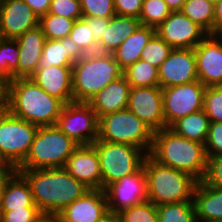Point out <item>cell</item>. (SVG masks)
<instances>
[{"instance_id": "cell-15", "label": "cell", "mask_w": 222, "mask_h": 222, "mask_svg": "<svg viewBox=\"0 0 222 222\" xmlns=\"http://www.w3.org/2000/svg\"><path fill=\"white\" fill-rule=\"evenodd\" d=\"M159 86L188 84L198 80L194 49L173 48L158 68Z\"/></svg>"}, {"instance_id": "cell-45", "label": "cell", "mask_w": 222, "mask_h": 222, "mask_svg": "<svg viewBox=\"0 0 222 222\" xmlns=\"http://www.w3.org/2000/svg\"><path fill=\"white\" fill-rule=\"evenodd\" d=\"M82 18L91 27L94 40L99 43L104 35V31L107 29L110 18H100L94 16H83Z\"/></svg>"}, {"instance_id": "cell-48", "label": "cell", "mask_w": 222, "mask_h": 222, "mask_svg": "<svg viewBox=\"0 0 222 222\" xmlns=\"http://www.w3.org/2000/svg\"><path fill=\"white\" fill-rule=\"evenodd\" d=\"M222 29V0L214 5L213 34H217Z\"/></svg>"}, {"instance_id": "cell-3", "label": "cell", "mask_w": 222, "mask_h": 222, "mask_svg": "<svg viewBox=\"0 0 222 222\" xmlns=\"http://www.w3.org/2000/svg\"><path fill=\"white\" fill-rule=\"evenodd\" d=\"M149 155L162 165L188 173L198 182L207 169L205 144L179 136L169 127L154 132Z\"/></svg>"}, {"instance_id": "cell-47", "label": "cell", "mask_w": 222, "mask_h": 222, "mask_svg": "<svg viewBox=\"0 0 222 222\" xmlns=\"http://www.w3.org/2000/svg\"><path fill=\"white\" fill-rule=\"evenodd\" d=\"M30 8L39 16L48 13L52 0H24Z\"/></svg>"}, {"instance_id": "cell-23", "label": "cell", "mask_w": 222, "mask_h": 222, "mask_svg": "<svg viewBox=\"0 0 222 222\" xmlns=\"http://www.w3.org/2000/svg\"><path fill=\"white\" fill-rule=\"evenodd\" d=\"M85 54L68 36L62 39H46L37 69L49 66H73Z\"/></svg>"}, {"instance_id": "cell-51", "label": "cell", "mask_w": 222, "mask_h": 222, "mask_svg": "<svg viewBox=\"0 0 222 222\" xmlns=\"http://www.w3.org/2000/svg\"><path fill=\"white\" fill-rule=\"evenodd\" d=\"M99 222H122L118 214L108 213L102 220Z\"/></svg>"}, {"instance_id": "cell-10", "label": "cell", "mask_w": 222, "mask_h": 222, "mask_svg": "<svg viewBox=\"0 0 222 222\" xmlns=\"http://www.w3.org/2000/svg\"><path fill=\"white\" fill-rule=\"evenodd\" d=\"M55 125L78 145H91L99 136V118L87 102L64 104Z\"/></svg>"}, {"instance_id": "cell-31", "label": "cell", "mask_w": 222, "mask_h": 222, "mask_svg": "<svg viewBox=\"0 0 222 222\" xmlns=\"http://www.w3.org/2000/svg\"><path fill=\"white\" fill-rule=\"evenodd\" d=\"M181 12L208 34H213L214 5L209 0H186Z\"/></svg>"}, {"instance_id": "cell-19", "label": "cell", "mask_w": 222, "mask_h": 222, "mask_svg": "<svg viewBox=\"0 0 222 222\" xmlns=\"http://www.w3.org/2000/svg\"><path fill=\"white\" fill-rule=\"evenodd\" d=\"M108 213L105 191L88 190L66 206L56 217L58 222H99Z\"/></svg>"}, {"instance_id": "cell-13", "label": "cell", "mask_w": 222, "mask_h": 222, "mask_svg": "<svg viewBox=\"0 0 222 222\" xmlns=\"http://www.w3.org/2000/svg\"><path fill=\"white\" fill-rule=\"evenodd\" d=\"M172 48L194 49L208 33L181 11H174L156 28Z\"/></svg>"}, {"instance_id": "cell-35", "label": "cell", "mask_w": 222, "mask_h": 222, "mask_svg": "<svg viewBox=\"0 0 222 222\" xmlns=\"http://www.w3.org/2000/svg\"><path fill=\"white\" fill-rule=\"evenodd\" d=\"M172 49L173 48L156 33L143 48L140 59L159 68L167 59Z\"/></svg>"}, {"instance_id": "cell-5", "label": "cell", "mask_w": 222, "mask_h": 222, "mask_svg": "<svg viewBox=\"0 0 222 222\" xmlns=\"http://www.w3.org/2000/svg\"><path fill=\"white\" fill-rule=\"evenodd\" d=\"M148 201L159 206L192 201L197 180L183 171L162 165L149 154L144 161Z\"/></svg>"}, {"instance_id": "cell-36", "label": "cell", "mask_w": 222, "mask_h": 222, "mask_svg": "<svg viewBox=\"0 0 222 222\" xmlns=\"http://www.w3.org/2000/svg\"><path fill=\"white\" fill-rule=\"evenodd\" d=\"M69 37L76 43L84 54L97 52L98 43L94 40L91 27L83 18L75 20Z\"/></svg>"}, {"instance_id": "cell-30", "label": "cell", "mask_w": 222, "mask_h": 222, "mask_svg": "<svg viewBox=\"0 0 222 222\" xmlns=\"http://www.w3.org/2000/svg\"><path fill=\"white\" fill-rule=\"evenodd\" d=\"M19 48L15 39L0 37V78L7 84L17 78Z\"/></svg>"}, {"instance_id": "cell-49", "label": "cell", "mask_w": 222, "mask_h": 222, "mask_svg": "<svg viewBox=\"0 0 222 222\" xmlns=\"http://www.w3.org/2000/svg\"><path fill=\"white\" fill-rule=\"evenodd\" d=\"M7 109V83L0 78V112Z\"/></svg>"}, {"instance_id": "cell-50", "label": "cell", "mask_w": 222, "mask_h": 222, "mask_svg": "<svg viewBox=\"0 0 222 222\" xmlns=\"http://www.w3.org/2000/svg\"><path fill=\"white\" fill-rule=\"evenodd\" d=\"M169 9L174 12V11H181L183 8V5L186 0H164Z\"/></svg>"}, {"instance_id": "cell-55", "label": "cell", "mask_w": 222, "mask_h": 222, "mask_svg": "<svg viewBox=\"0 0 222 222\" xmlns=\"http://www.w3.org/2000/svg\"><path fill=\"white\" fill-rule=\"evenodd\" d=\"M213 5H215L219 0H209Z\"/></svg>"}, {"instance_id": "cell-27", "label": "cell", "mask_w": 222, "mask_h": 222, "mask_svg": "<svg viewBox=\"0 0 222 222\" xmlns=\"http://www.w3.org/2000/svg\"><path fill=\"white\" fill-rule=\"evenodd\" d=\"M155 34V28L140 25L133 34L129 35V37L112 52L114 59L123 69L140 60L143 48Z\"/></svg>"}, {"instance_id": "cell-28", "label": "cell", "mask_w": 222, "mask_h": 222, "mask_svg": "<svg viewBox=\"0 0 222 222\" xmlns=\"http://www.w3.org/2000/svg\"><path fill=\"white\" fill-rule=\"evenodd\" d=\"M209 125V117L201 110L179 118L169 128L179 136L205 144Z\"/></svg>"}, {"instance_id": "cell-7", "label": "cell", "mask_w": 222, "mask_h": 222, "mask_svg": "<svg viewBox=\"0 0 222 222\" xmlns=\"http://www.w3.org/2000/svg\"><path fill=\"white\" fill-rule=\"evenodd\" d=\"M153 134L154 131L127 108L99 118L98 139L102 141L129 144L149 154Z\"/></svg>"}, {"instance_id": "cell-20", "label": "cell", "mask_w": 222, "mask_h": 222, "mask_svg": "<svg viewBox=\"0 0 222 222\" xmlns=\"http://www.w3.org/2000/svg\"><path fill=\"white\" fill-rule=\"evenodd\" d=\"M29 78L64 104L74 102L72 66H49L45 69H36Z\"/></svg>"}, {"instance_id": "cell-41", "label": "cell", "mask_w": 222, "mask_h": 222, "mask_svg": "<svg viewBox=\"0 0 222 222\" xmlns=\"http://www.w3.org/2000/svg\"><path fill=\"white\" fill-rule=\"evenodd\" d=\"M44 215L38 207L0 211V222H37Z\"/></svg>"}, {"instance_id": "cell-12", "label": "cell", "mask_w": 222, "mask_h": 222, "mask_svg": "<svg viewBox=\"0 0 222 222\" xmlns=\"http://www.w3.org/2000/svg\"><path fill=\"white\" fill-rule=\"evenodd\" d=\"M104 191L107 197L108 211L111 214H118L133 205L148 201L144 166L137 172L109 184Z\"/></svg>"}, {"instance_id": "cell-40", "label": "cell", "mask_w": 222, "mask_h": 222, "mask_svg": "<svg viewBox=\"0 0 222 222\" xmlns=\"http://www.w3.org/2000/svg\"><path fill=\"white\" fill-rule=\"evenodd\" d=\"M48 13L74 20L83 17L80 0H52Z\"/></svg>"}, {"instance_id": "cell-9", "label": "cell", "mask_w": 222, "mask_h": 222, "mask_svg": "<svg viewBox=\"0 0 222 222\" xmlns=\"http://www.w3.org/2000/svg\"><path fill=\"white\" fill-rule=\"evenodd\" d=\"M38 126L13 115L0 112V158L17 169L29 153Z\"/></svg>"}, {"instance_id": "cell-42", "label": "cell", "mask_w": 222, "mask_h": 222, "mask_svg": "<svg viewBox=\"0 0 222 222\" xmlns=\"http://www.w3.org/2000/svg\"><path fill=\"white\" fill-rule=\"evenodd\" d=\"M205 150L207 158L222 154V122H210Z\"/></svg>"}, {"instance_id": "cell-53", "label": "cell", "mask_w": 222, "mask_h": 222, "mask_svg": "<svg viewBox=\"0 0 222 222\" xmlns=\"http://www.w3.org/2000/svg\"><path fill=\"white\" fill-rule=\"evenodd\" d=\"M195 222H220V221L203 220V219H200V218H196V221H195Z\"/></svg>"}, {"instance_id": "cell-54", "label": "cell", "mask_w": 222, "mask_h": 222, "mask_svg": "<svg viewBox=\"0 0 222 222\" xmlns=\"http://www.w3.org/2000/svg\"><path fill=\"white\" fill-rule=\"evenodd\" d=\"M216 35L222 40V29Z\"/></svg>"}, {"instance_id": "cell-33", "label": "cell", "mask_w": 222, "mask_h": 222, "mask_svg": "<svg viewBox=\"0 0 222 222\" xmlns=\"http://www.w3.org/2000/svg\"><path fill=\"white\" fill-rule=\"evenodd\" d=\"M75 20L47 13L39 17V27L46 39H62L68 37Z\"/></svg>"}, {"instance_id": "cell-2", "label": "cell", "mask_w": 222, "mask_h": 222, "mask_svg": "<svg viewBox=\"0 0 222 222\" xmlns=\"http://www.w3.org/2000/svg\"><path fill=\"white\" fill-rule=\"evenodd\" d=\"M63 106L30 78H16L7 84V109L38 127L55 125Z\"/></svg>"}, {"instance_id": "cell-1", "label": "cell", "mask_w": 222, "mask_h": 222, "mask_svg": "<svg viewBox=\"0 0 222 222\" xmlns=\"http://www.w3.org/2000/svg\"><path fill=\"white\" fill-rule=\"evenodd\" d=\"M16 171L28 181L33 201L43 215L57 216L66 206L90 190L63 167Z\"/></svg>"}, {"instance_id": "cell-34", "label": "cell", "mask_w": 222, "mask_h": 222, "mask_svg": "<svg viewBox=\"0 0 222 222\" xmlns=\"http://www.w3.org/2000/svg\"><path fill=\"white\" fill-rule=\"evenodd\" d=\"M171 12L172 11L164 0H143L139 21L143 26L156 29Z\"/></svg>"}, {"instance_id": "cell-32", "label": "cell", "mask_w": 222, "mask_h": 222, "mask_svg": "<svg viewBox=\"0 0 222 222\" xmlns=\"http://www.w3.org/2000/svg\"><path fill=\"white\" fill-rule=\"evenodd\" d=\"M159 222H195L193 201L167 203L157 206Z\"/></svg>"}, {"instance_id": "cell-44", "label": "cell", "mask_w": 222, "mask_h": 222, "mask_svg": "<svg viewBox=\"0 0 222 222\" xmlns=\"http://www.w3.org/2000/svg\"><path fill=\"white\" fill-rule=\"evenodd\" d=\"M143 0H114L116 15L139 19Z\"/></svg>"}, {"instance_id": "cell-18", "label": "cell", "mask_w": 222, "mask_h": 222, "mask_svg": "<svg viewBox=\"0 0 222 222\" xmlns=\"http://www.w3.org/2000/svg\"><path fill=\"white\" fill-rule=\"evenodd\" d=\"M63 168L88 189L102 190L100 161L93 144L79 145L68 157Z\"/></svg>"}, {"instance_id": "cell-37", "label": "cell", "mask_w": 222, "mask_h": 222, "mask_svg": "<svg viewBox=\"0 0 222 222\" xmlns=\"http://www.w3.org/2000/svg\"><path fill=\"white\" fill-rule=\"evenodd\" d=\"M122 222H159L157 206L145 201L118 213Z\"/></svg>"}, {"instance_id": "cell-16", "label": "cell", "mask_w": 222, "mask_h": 222, "mask_svg": "<svg viewBox=\"0 0 222 222\" xmlns=\"http://www.w3.org/2000/svg\"><path fill=\"white\" fill-rule=\"evenodd\" d=\"M194 51L198 80L206 87L222 85V40L208 34Z\"/></svg>"}, {"instance_id": "cell-43", "label": "cell", "mask_w": 222, "mask_h": 222, "mask_svg": "<svg viewBox=\"0 0 222 222\" xmlns=\"http://www.w3.org/2000/svg\"><path fill=\"white\" fill-rule=\"evenodd\" d=\"M202 182L222 188V154L207 159V169Z\"/></svg>"}, {"instance_id": "cell-17", "label": "cell", "mask_w": 222, "mask_h": 222, "mask_svg": "<svg viewBox=\"0 0 222 222\" xmlns=\"http://www.w3.org/2000/svg\"><path fill=\"white\" fill-rule=\"evenodd\" d=\"M39 26V16L24 0H0V37L15 39Z\"/></svg>"}, {"instance_id": "cell-21", "label": "cell", "mask_w": 222, "mask_h": 222, "mask_svg": "<svg viewBox=\"0 0 222 222\" xmlns=\"http://www.w3.org/2000/svg\"><path fill=\"white\" fill-rule=\"evenodd\" d=\"M19 48L17 78H29L38 68L42 55L45 35L38 26L15 38Z\"/></svg>"}, {"instance_id": "cell-4", "label": "cell", "mask_w": 222, "mask_h": 222, "mask_svg": "<svg viewBox=\"0 0 222 222\" xmlns=\"http://www.w3.org/2000/svg\"><path fill=\"white\" fill-rule=\"evenodd\" d=\"M123 72L112 53L85 54L72 66L74 102H88L106 85L121 78Z\"/></svg>"}, {"instance_id": "cell-38", "label": "cell", "mask_w": 222, "mask_h": 222, "mask_svg": "<svg viewBox=\"0 0 222 222\" xmlns=\"http://www.w3.org/2000/svg\"><path fill=\"white\" fill-rule=\"evenodd\" d=\"M203 110L210 122H222V85L206 88Z\"/></svg>"}, {"instance_id": "cell-6", "label": "cell", "mask_w": 222, "mask_h": 222, "mask_svg": "<svg viewBox=\"0 0 222 222\" xmlns=\"http://www.w3.org/2000/svg\"><path fill=\"white\" fill-rule=\"evenodd\" d=\"M78 146L56 125L39 127L28 155L17 169L62 168Z\"/></svg>"}, {"instance_id": "cell-8", "label": "cell", "mask_w": 222, "mask_h": 222, "mask_svg": "<svg viewBox=\"0 0 222 222\" xmlns=\"http://www.w3.org/2000/svg\"><path fill=\"white\" fill-rule=\"evenodd\" d=\"M93 145L99 156L102 190L109 184L141 169L148 155L143 149L124 143L97 139Z\"/></svg>"}, {"instance_id": "cell-29", "label": "cell", "mask_w": 222, "mask_h": 222, "mask_svg": "<svg viewBox=\"0 0 222 222\" xmlns=\"http://www.w3.org/2000/svg\"><path fill=\"white\" fill-rule=\"evenodd\" d=\"M123 76L131 87L159 86L158 68L142 59L126 67Z\"/></svg>"}, {"instance_id": "cell-24", "label": "cell", "mask_w": 222, "mask_h": 222, "mask_svg": "<svg viewBox=\"0 0 222 222\" xmlns=\"http://www.w3.org/2000/svg\"><path fill=\"white\" fill-rule=\"evenodd\" d=\"M192 201L196 218L222 222V188L199 181Z\"/></svg>"}, {"instance_id": "cell-52", "label": "cell", "mask_w": 222, "mask_h": 222, "mask_svg": "<svg viewBox=\"0 0 222 222\" xmlns=\"http://www.w3.org/2000/svg\"><path fill=\"white\" fill-rule=\"evenodd\" d=\"M37 222H58V221H57V217L56 216L44 215Z\"/></svg>"}, {"instance_id": "cell-25", "label": "cell", "mask_w": 222, "mask_h": 222, "mask_svg": "<svg viewBox=\"0 0 222 222\" xmlns=\"http://www.w3.org/2000/svg\"><path fill=\"white\" fill-rule=\"evenodd\" d=\"M25 207H37L33 201L30 185L18 171L7 180L0 193V211H12Z\"/></svg>"}, {"instance_id": "cell-46", "label": "cell", "mask_w": 222, "mask_h": 222, "mask_svg": "<svg viewBox=\"0 0 222 222\" xmlns=\"http://www.w3.org/2000/svg\"><path fill=\"white\" fill-rule=\"evenodd\" d=\"M16 169L7 161L0 159V193L4 189L7 180L14 174Z\"/></svg>"}, {"instance_id": "cell-14", "label": "cell", "mask_w": 222, "mask_h": 222, "mask_svg": "<svg viewBox=\"0 0 222 222\" xmlns=\"http://www.w3.org/2000/svg\"><path fill=\"white\" fill-rule=\"evenodd\" d=\"M127 109L154 132L165 128L163 95L160 86L131 87Z\"/></svg>"}, {"instance_id": "cell-11", "label": "cell", "mask_w": 222, "mask_h": 222, "mask_svg": "<svg viewBox=\"0 0 222 222\" xmlns=\"http://www.w3.org/2000/svg\"><path fill=\"white\" fill-rule=\"evenodd\" d=\"M206 88L199 80L163 88L165 128L181 117L203 110Z\"/></svg>"}, {"instance_id": "cell-22", "label": "cell", "mask_w": 222, "mask_h": 222, "mask_svg": "<svg viewBox=\"0 0 222 222\" xmlns=\"http://www.w3.org/2000/svg\"><path fill=\"white\" fill-rule=\"evenodd\" d=\"M131 86L124 76L109 83L87 103L98 118L127 108Z\"/></svg>"}, {"instance_id": "cell-39", "label": "cell", "mask_w": 222, "mask_h": 222, "mask_svg": "<svg viewBox=\"0 0 222 222\" xmlns=\"http://www.w3.org/2000/svg\"><path fill=\"white\" fill-rule=\"evenodd\" d=\"M83 16L111 18L116 15L114 0H80Z\"/></svg>"}, {"instance_id": "cell-26", "label": "cell", "mask_w": 222, "mask_h": 222, "mask_svg": "<svg viewBox=\"0 0 222 222\" xmlns=\"http://www.w3.org/2000/svg\"><path fill=\"white\" fill-rule=\"evenodd\" d=\"M140 25L139 19L134 17L112 16L101 41L97 44V52H114Z\"/></svg>"}]
</instances>
